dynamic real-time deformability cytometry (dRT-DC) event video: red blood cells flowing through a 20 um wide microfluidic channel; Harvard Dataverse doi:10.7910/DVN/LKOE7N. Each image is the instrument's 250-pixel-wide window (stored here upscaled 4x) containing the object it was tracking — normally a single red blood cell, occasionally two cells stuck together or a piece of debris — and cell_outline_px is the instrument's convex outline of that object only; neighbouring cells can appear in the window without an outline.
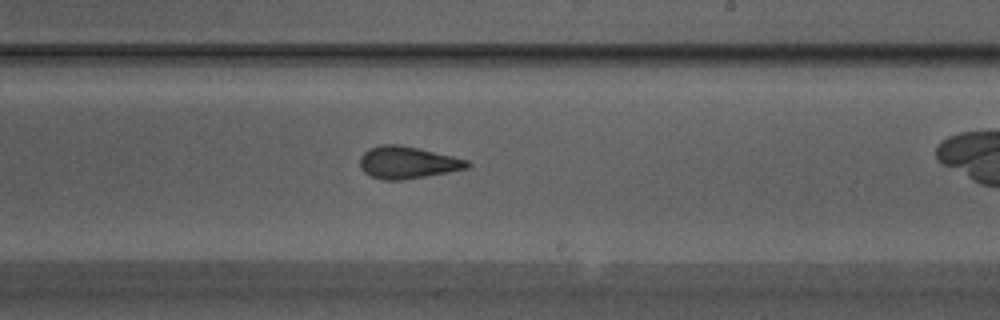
{"species": "Egyptian fruit bat (a non-hibernating species)", "species_latin": "Rousettus aegyptiacus", "temperature_condition": "warm", "stored_images_in_passage": 27, "camera_frame_rate_fps": 3000, "um_per_image_px": 0.085, "animal": {"sex": "male"}, "frame": {"image": 1, "passage_image": 16, "time_ms": 5.0, "image_size_px": [1000, 320], "cell_outline_px": [[472, 164], [468, 168], [448, 172], [400, 180], [380, 180], [364, 172], [360, 168], [360, 156], [368, 148], [380, 144], [396, 144], [416, 148], [452, 156], [468, 160]], "centroid_in_image_um": [34.6, 13.81], "position_along_channel_um": 254.4, "area_um2": 20.0}}